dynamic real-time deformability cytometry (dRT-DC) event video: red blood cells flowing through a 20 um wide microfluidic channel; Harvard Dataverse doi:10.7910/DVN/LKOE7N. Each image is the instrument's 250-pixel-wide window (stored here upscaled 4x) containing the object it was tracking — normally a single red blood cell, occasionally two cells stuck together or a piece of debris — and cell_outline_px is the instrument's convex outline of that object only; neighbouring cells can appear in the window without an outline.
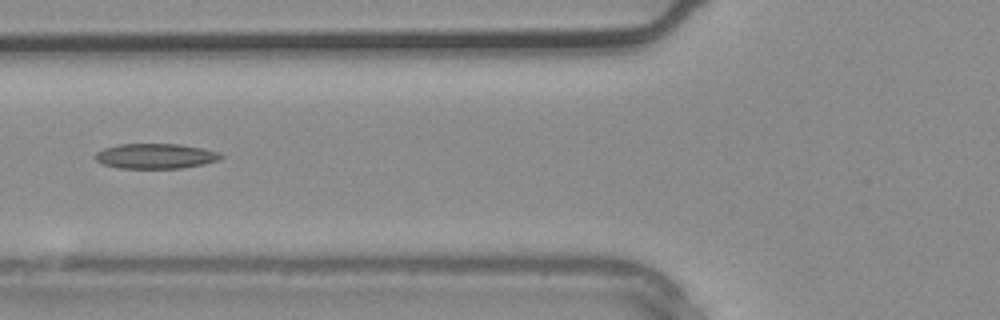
{"species": "common noctule bat (a hibernating species)", "species_latin": "Nyctalus noctula", "temperature_condition": "warm", "stored_images_in_passage": 27, "camera_frame_rate_fps": 3000, "um_per_image_px": 0.085, "animal": {"sex": "male", "body_mass_g": 20.4}, "frame": {"image": 1, "passage_image": 5, "time_ms": 1.333, "image_size_px": [1000, 320], "cell_outline_px": [[224, 156], [220, 160], [204, 164], [180, 168], [120, 168], [100, 164], [92, 156], [96, 152], [104, 148], [116, 144], [180, 144], [204, 148], [220, 152]], "centroid_in_image_um": [13.21, 13.26], "position_along_channel_um": 112.6, "area_um2": 18.67}}